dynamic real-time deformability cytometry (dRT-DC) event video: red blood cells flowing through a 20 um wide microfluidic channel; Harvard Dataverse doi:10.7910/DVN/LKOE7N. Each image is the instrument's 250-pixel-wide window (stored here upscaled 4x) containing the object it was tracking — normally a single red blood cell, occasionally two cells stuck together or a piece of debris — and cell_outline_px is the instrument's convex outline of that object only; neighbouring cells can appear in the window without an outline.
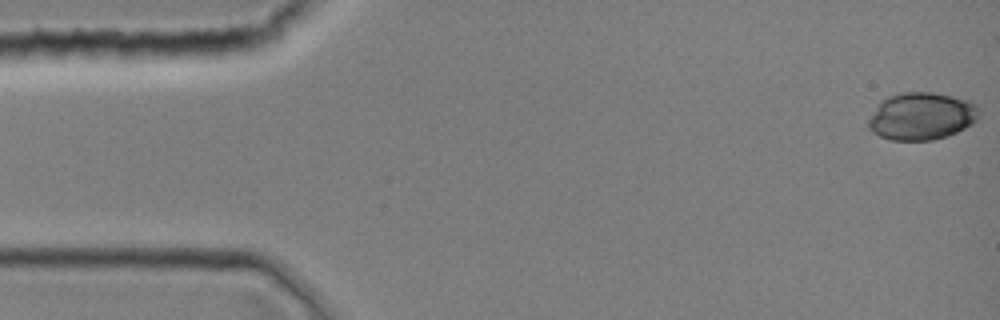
{"species": "common noctule bat (a hibernating species)", "species_latin": "Nyctalus noctula", "temperature_condition": "room temperature", "stored_images_in_passage": 36, "camera_frame_rate_fps": 3000, "um_per_image_px": 0.085, "animal": {"sex": "female", "body_mass_g": 19.0, "forearm_length_mm": 51.5}, "frame": {"image": 1, "passage_image": 1, "time_ms": 0.0, "image_size_px": [1000, 320], "cell_outline_px": [[980, 116], [972, 124], [948, 136], [932, 140], [892, 140], [880, 136], [872, 132], [868, 128], [868, 120], [880, 100], [888, 96], [900, 92], [932, 92], [952, 96], [968, 100], [976, 104], [980, 108]], "centroid_in_image_um": [78.34, 9.87], "position_along_channel_um": 6.7, "area_um2": 30.87}}
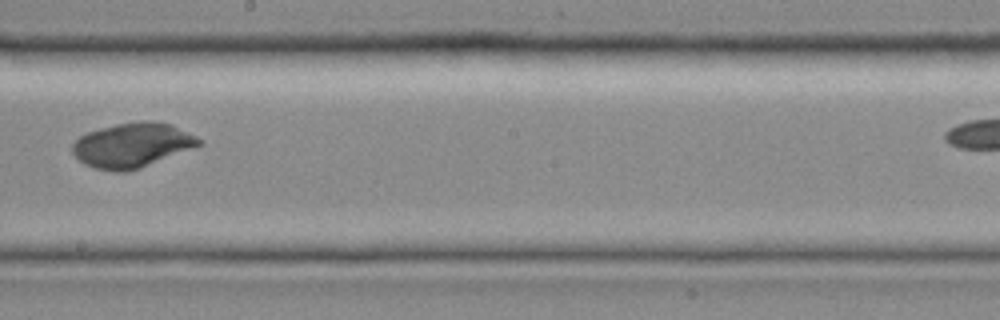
{"frame": {"image": 2, "passage_image": 23, "time_ms": 7.333, "image_size_px": [1000, 320], "cell_outline_px": [[204, 144], [140, 168], [128, 172], [116, 172], [96, 168], [84, 164], [72, 152], [72, 144], [80, 136], [88, 132], [100, 128], [116, 124], [140, 120], [152, 120], [172, 124], [196, 136]], "centroid_in_image_um": [11.25, 12.33], "position_along_channel_um": 236.9, "area_um2": 32.95}}
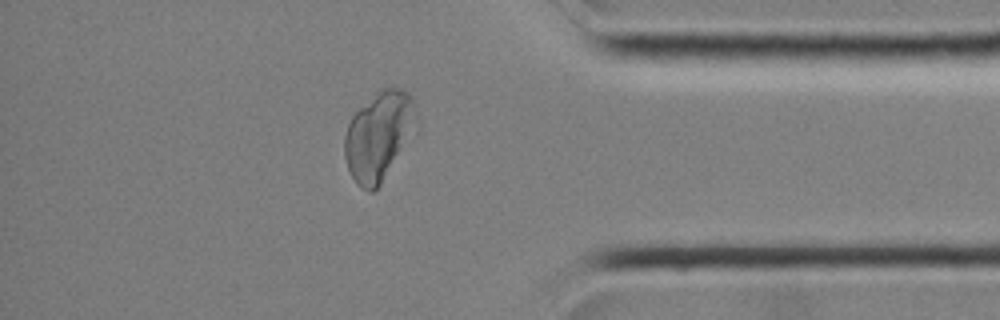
{"frame": {"image": 3, "passage_image": 34, "time_ms": 11.0, "image_size_px": [1000, 320], "cell_outline_px": [[420, 128], [380, 184], [372, 192], [368, 192], [356, 184], [348, 168], [344, 156], [344, 136], [348, 124], [352, 116], [380, 88], [388, 84], [400, 88], [408, 92], [412, 96], [420, 124]], "centroid_in_image_um": [32.27, 11.51], "position_along_channel_um": 402.9, "area_um2": 38.09}}